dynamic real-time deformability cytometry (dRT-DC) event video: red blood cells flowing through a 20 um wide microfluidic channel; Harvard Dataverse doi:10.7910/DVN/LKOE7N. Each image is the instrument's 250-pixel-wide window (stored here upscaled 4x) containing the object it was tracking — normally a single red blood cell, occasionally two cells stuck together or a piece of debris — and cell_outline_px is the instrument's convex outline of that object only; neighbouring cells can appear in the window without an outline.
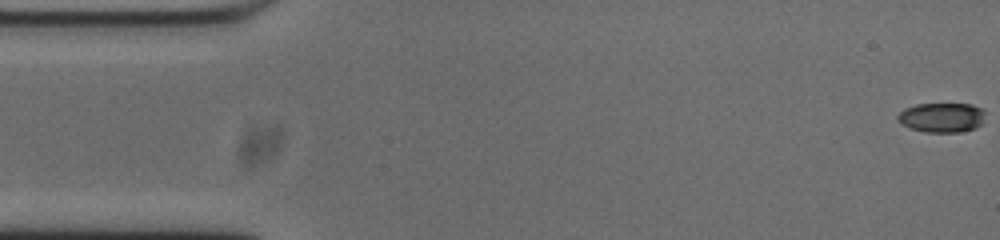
{"species": "common noctule bat (a hibernating species)", "species_latin": "Nyctalus noctula", "temperature_condition": "cold", "stored_images_in_passage": 54, "camera_frame_rate_fps": 3000, "um_per_image_px": 0.085, "animal": {"sex": "male", "body_mass_g": 20.0, "forearm_length_mm": 53.3}, "frame": {"image": 1, "passage_image": 1, "time_ms": 0.0, "image_size_px": [1000, 240], "cell_outline_px": [[984, 112], [980, 124], [976, 128], [960, 132], [924, 132], [900, 124], [896, 120], [896, 116], [904, 108], [916, 104], [972, 104], [980, 108]], "centroid_in_image_um": [79.99, 9.99], "position_along_channel_um": 5.0, "area_um2": 15.09}}
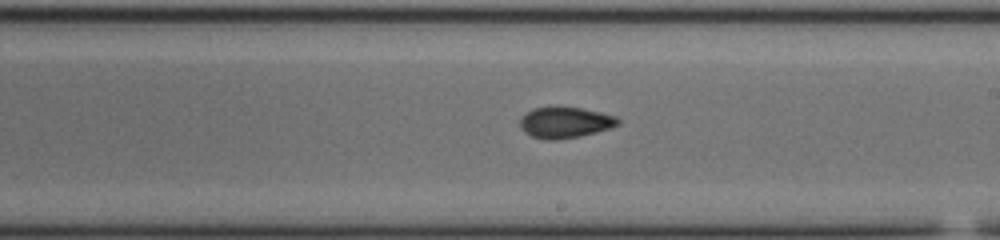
{"frame": {"image": 2, "passage_image": 30, "time_ms": 9.667, "image_size_px": [1000, 240], "cell_outline_px": [[620, 124], [596, 132], [580, 136], [560, 140], [544, 140], [532, 136], [524, 132], [520, 128], [520, 116], [524, 112], [532, 108], [556, 104], [580, 108], [600, 112], [616, 116], [620, 120]], "centroid_in_image_um": [47.96, 10.38], "position_along_channel_um": 241.0, "area_um2": 18.38}}
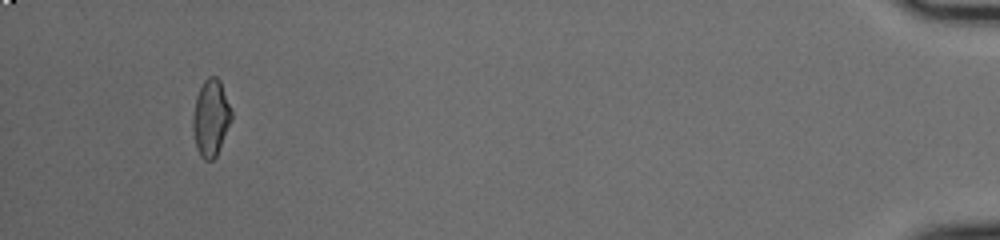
{"frame": {"image": 3, "passage_image": 51, "time_ms": 16.667, "image_size_px": [1000, 240], "cell_outline_px": [[232, 120], [216, 156], [212, 160], [204, 160], [200, 156], [196, 148], [192, 128], [192, 116], [196, 96], [204, 80], [208, 76], [216, 76], [220, 80], [232, 112]], "centroid_in_image_um": [17.91, 10.02], "position_along_channel_um": 417.3, "area_um2": 17.34}, "authors_computed_cell_mechanics": {"area_um2": 17.2822, "velocity_mm_per_s": 3.7434, "shape_relaxation_time_tau1_ms": 8.2201, "shape_relaxation_time_tau2_ms": 3.0913, "deformation_change_tau1": 0.1785, "deformation_change_tau2": 0.076}}